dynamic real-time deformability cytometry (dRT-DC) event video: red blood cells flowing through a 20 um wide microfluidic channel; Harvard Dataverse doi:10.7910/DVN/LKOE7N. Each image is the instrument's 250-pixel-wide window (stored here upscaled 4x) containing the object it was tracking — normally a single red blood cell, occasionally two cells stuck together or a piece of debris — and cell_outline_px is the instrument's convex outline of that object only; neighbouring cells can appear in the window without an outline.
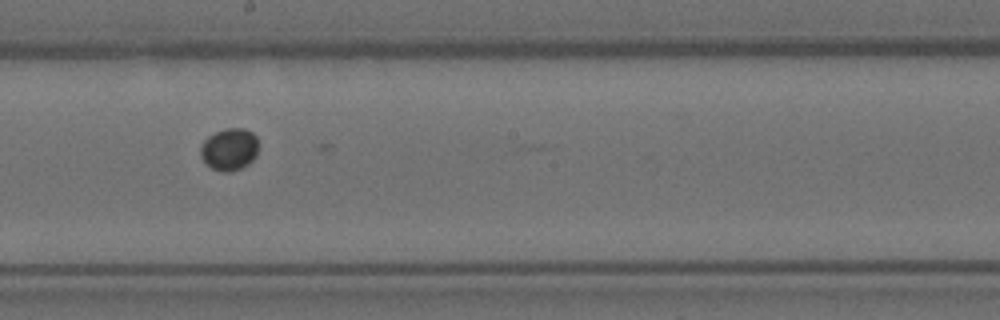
{"species": "Egyptian fruit bat (a non-hibernating species)", "species_latin": "Rousettus aegyptiacus", "temperature_condition": "room temperature", "stored_images_in_passage": 10, "segment_of_instrument_passage": [2, 2], "camera_frame_rate_fps": 3000, "um_per_image_px": 0.085, "animal": {"sex": "female"}, "frame": {"image": 1, "passage_image": 9, "time_ms": 2.667, "image_size_px": [1000, 320], "cell_outline_px": [[256, 156], [248, 164], [240, 168], [228, 172], [224, 172], [212, 168], [200, 156], [200, 148], [204, 140], [208, 136], [224, 128], [244, 128], [252, 132], [256, 136]], "centroid_in_image_um": [19.48, 12.67], "position_along_channel_um": 228.7, "area_um2": 14.05}}